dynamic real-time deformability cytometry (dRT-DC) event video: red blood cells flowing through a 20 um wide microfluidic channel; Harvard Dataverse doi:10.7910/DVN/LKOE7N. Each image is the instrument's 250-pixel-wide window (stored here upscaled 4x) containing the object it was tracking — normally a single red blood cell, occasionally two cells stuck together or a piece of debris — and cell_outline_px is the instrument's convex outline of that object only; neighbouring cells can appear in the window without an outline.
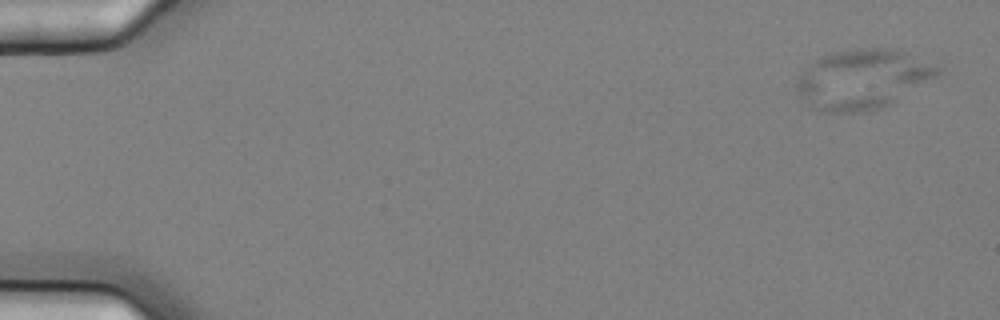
{"species": "common noctule bat (a hibernating species)", "species_latin": "Nyctalus noctula", "temperature_condition": "cold", "stored_images_in_passage": 4, "camera_frame_rate_fps": 3000, "um_per_image_px": 0.085, "animal": {"sex": "female", "body_mass_g": 25.1}, "frame": {"image": 1, "passage_image": 1, "time_ms": 0.0, "image_size_px": [1000, 320], "cell_outline_px": [[944, 68], [936, 76], [880, 108], [868, 112], [820, 112], [808, 108], [800, 96], [796, 88], [796, 84], [800, 76], [808, 64], [820, 56], [860, 48], [900, 48]], "centroid_in_image_um": [73.3, 6.72], "position_along_channel_um": 11.7, "area_um2": 48.96}}